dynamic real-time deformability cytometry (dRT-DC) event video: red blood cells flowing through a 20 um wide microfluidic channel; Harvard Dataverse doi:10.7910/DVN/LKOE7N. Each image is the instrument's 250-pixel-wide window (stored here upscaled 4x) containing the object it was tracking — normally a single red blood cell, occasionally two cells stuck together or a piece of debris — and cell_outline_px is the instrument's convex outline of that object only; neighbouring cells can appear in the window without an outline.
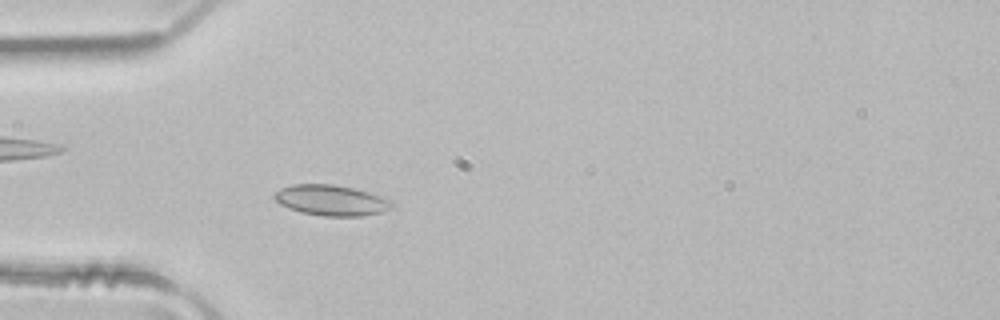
{"species": "common noctule bat (a hibernating species)", "species_latin": "Nyctalus noctula", "temperature_condition": "room temperature", "stored_images_in_passage": 3, "camera_frame_rate_fps": 3000, "um_per_image_px": 0.085, "animal": {"sex": "male", "body_mass_g": 21.5, "forearm_length_mm": 52.0}, "frame": {"image": 1, "passage_image": 3, "time_ms": 0.667, "image_size_px": [1000, 320], "cell_outline_px": [[392, 208], [384, 212], [364, 216], [324, 216], [300, 212], [288, 208], [280, 204], [272, 196], [280, 188], [292, 184], [332, 184], [352, 188], [368, 192], [392, 200]], "centroid_in_image_um": [28.15, 17.03], "position_along_channel_um": 56.8, "area_um2": 21.04}}